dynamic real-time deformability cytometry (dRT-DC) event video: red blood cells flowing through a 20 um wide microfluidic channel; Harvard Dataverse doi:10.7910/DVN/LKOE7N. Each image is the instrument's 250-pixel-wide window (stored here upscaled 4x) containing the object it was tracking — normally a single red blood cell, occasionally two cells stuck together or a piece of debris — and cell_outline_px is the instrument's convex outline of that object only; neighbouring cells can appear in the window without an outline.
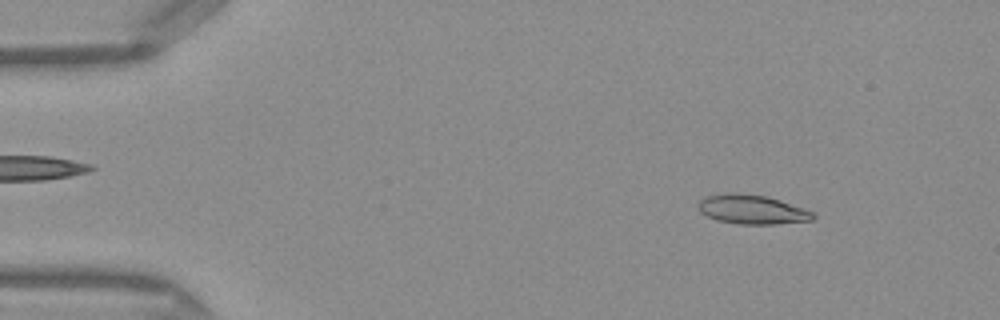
{"species": "Egyptian fruit bat (a non-hibernating species)", "species_latin": "Rousettus aegyptiacus", "temperature_condition": "warm", "stored_images_in_passage": 49, "camera_frame_rate_fps": 3000, "um_per_image_px": 0.085, "frame": {"image": 1, "passage_image": 6, "time_ms": 1.667, "image_size_px": [1000, 320], "cell_outline_px": [[816, 216], [812, 220], [776, 224], [740, 224], [716, 220], [700, 212], [696, 208], [696, 204], [704, 196], [724, 192], [736, 192], [768, 196], [804, 208], [812, 212]], "centroid_in_image_um": [63.86, 17.78], "position_along_channel_um": 21.1, "area_um2": 19.88}}
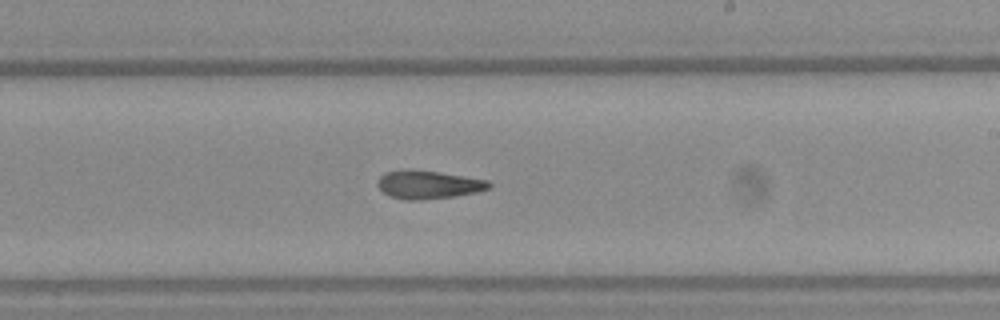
{"frame": {"image": 2, "passage_image": 29, "time_ms": 9.333, "image_size_px": [1000, 320], "cell_outline_px": [[492, 184], [488, 188], [476, 192], [456, 196], [424, 200], [404, 200], [388, 196], [376, 184], [376, 180], [384, 172], [440, 172], [488, 180]], "centroid_in_image_um": [36.42, 15.74], "position_along_channel_um": 252.6, "area_um2": 17.86}}
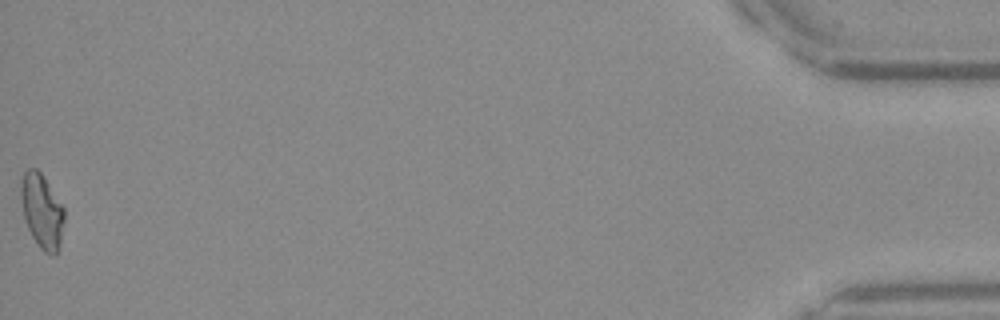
{"frame": {"image": 3, "passage_image": 49, "time_ms": 16.0, "image_size_px": [1000, 320], "cell_outline_px": [[64, 220], [60, 244], [56, 256], [52, 256], [44, 252], [40, 248], [32, 236], [28, 228], [24, 216], [20, 196], [20, 180], [24, 172], [28, 168], [36, 168], [40, 172], [64, 208]], "centroid_in_image_um": [3.55, 17.95], "position_along_channel_um": 431.6, "area_um2": 18.73}, "authors_computed_cell_mechanics": {"area_um2": 18.7272, "velocity_mm_per_s": 4.1539, "shape_relaxation_time_tau1_ms": null, "shape_relaxation_time_tau2_ms": 6.4054, "deformation_change_tau1": null, "deformation_change_tau2": 0.1791}}